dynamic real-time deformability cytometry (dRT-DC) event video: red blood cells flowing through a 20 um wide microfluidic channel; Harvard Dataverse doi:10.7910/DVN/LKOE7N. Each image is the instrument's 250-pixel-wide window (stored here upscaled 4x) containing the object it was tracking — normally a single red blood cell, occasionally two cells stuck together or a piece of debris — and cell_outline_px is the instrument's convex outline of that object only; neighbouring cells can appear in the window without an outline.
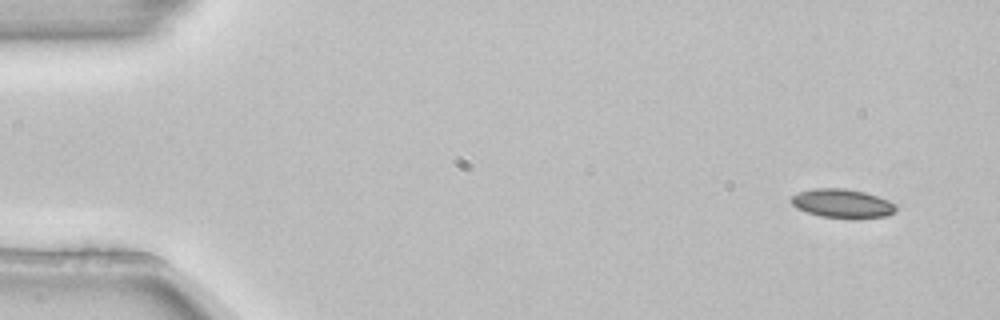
{"species": "common noctule bat (a hibernating species)", "species_latin": "Nyctalus noctula", "temperature_condition": "room temperature", "stored_images_in_passage": 5, "camera_frame_rate_fps": 3000, "um_per_image_px": 0.085, "animal": {"sex": "female", "body_mass_g": 22.7, "forearm_length_mm": 54.2}, "frame": {"image": 1, "passage_image": 1, "time_ms": 0.0, "image_size_px": [1000, 320], "cell_outline_px": [[896, 212], [888, 216], [856, 220], [820, 216], [796, 208], [792, 204], [792, 196], [800, 192], [812, 188], [844, 188], [864, 192], [888, 200], [896, 204]], "centroid_in_image_um": [71.65, 17.32], "position_along_channel_um": 13.4, "area_um2": 17.92}}
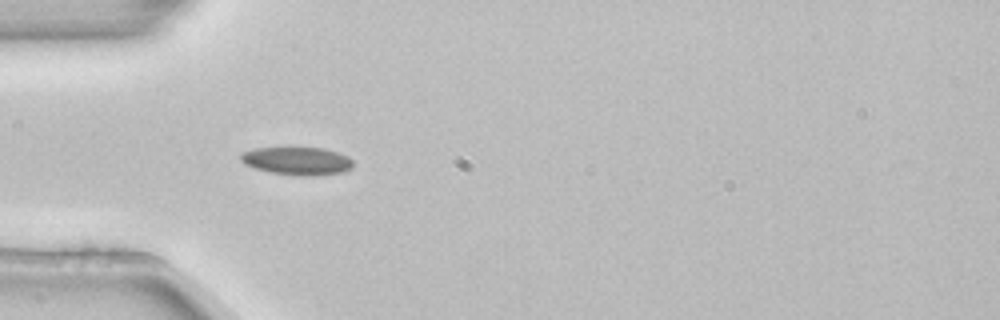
{"frame": {"image": 2, "passage_image": 4, "time_ms": 1.0, "image_size_px": [1000, 320], "cell_outline_px": [[352, 168], [344, 172], [316, 176], [300, 176], [272, 172], [256, 168], [244, 164], [240, 160], [240, 152], [252, 148], [292, 144], [324, 148], [348, 156], [352, 160]], "centroid_in_image_um": [25.22, 13.61], "position_along_channel_um": 59.8, "area_um2": 19.42}}